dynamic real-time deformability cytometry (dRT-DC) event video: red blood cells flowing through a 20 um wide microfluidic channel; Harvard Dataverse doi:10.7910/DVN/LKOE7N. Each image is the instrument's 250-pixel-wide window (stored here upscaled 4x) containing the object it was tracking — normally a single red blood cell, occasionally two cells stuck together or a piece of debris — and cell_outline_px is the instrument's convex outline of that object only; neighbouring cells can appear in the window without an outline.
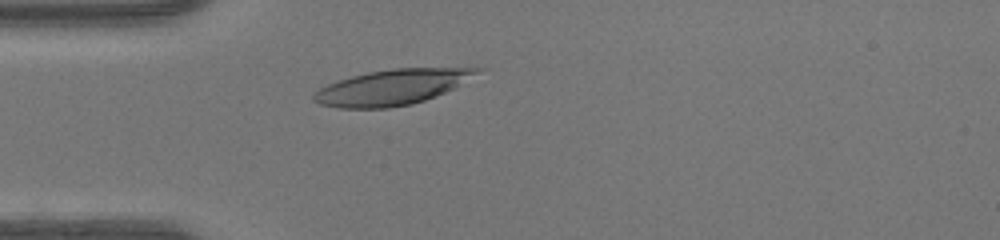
{"species": "human", "species_latin": "Homo sapiens", "temperature_condition": "warm", "stored_images_in_passage": 43, "camera_frame_rate_fps": 3000, "um_per_image_px": 0.085, "donor": {"sex": "female"}, "frame": {"image": 1, "passage_image": 9, "time_ms": 2.667, "image_size_px": [1000, 240], "cell_outline_px": [[484, 68], [456, 88], [424, 100], [412, 104], [388, 108], [336, 108], [320, 104], [312, 100], [312, 96], [320, 88], [328, 84], [352, 76], [368, 72], [392, 68]], "centroid_in_image_um": [33.3, 7.42], "position_along_channel_um": 51.7, "area_um2": 33.41}}
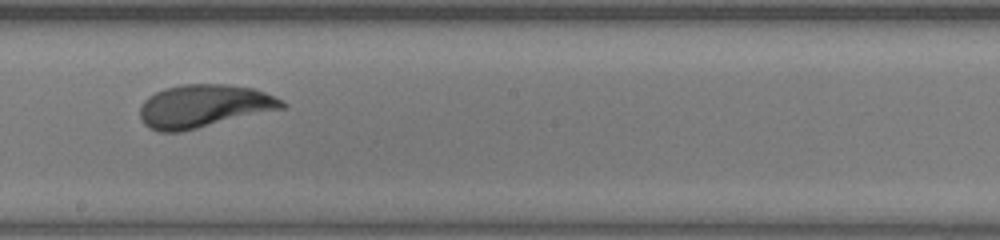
{"frame": {"image": 2, "passage_image": 22, "time_ms": 7.0, "image_size_px": [1000, 240], "cell_outline_px": [[288, 104], [284, 108], [180, 132], [160, 132], [148, 128], [140, 120], [140, 108], [144, 100], [148, 96], [164, 88], [184, 84], [228, 84], [252, 88], [264, 92]], "centroid_in_image_um": [17.28, 9.02], "position_along_channel_um": 230.9, "area_um2": 35.43}}
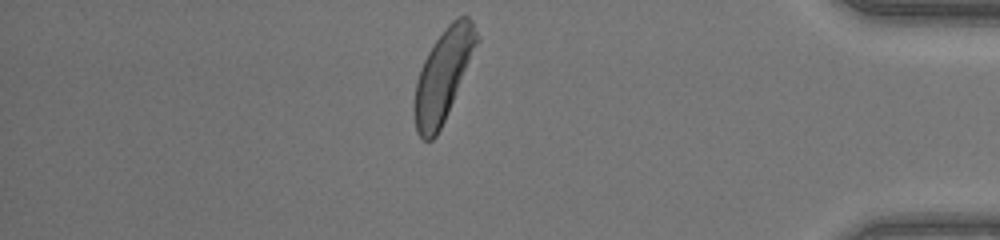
{"frame": {"image": 3, "passage_image": 36, "time_ms": 11.667, "image_size_px": [1000, 240], "cell_outline_px": [[480, 40], [444, 120], [436, 136], [432, 140], [424, 140], [416, 132], [412, 108], [416, 80], [420, 68], [428, 52], [444, 28], [456, 16], [468, 16], [472, 20]], "centroid_in_image_um": [37.65, 6.39], "position_along_channel_um": 397.6, "area_um2": 33.12}, "authors_computed_cell_mechanics": {"area_um2": 34.3332, "velocity_mm_per_s": 4.3728, "shape_relaxation_time_tau1_ms": 4.5565, "shape_relaxation_time_tau2_ms": 0.8658, "deformation_change_tau1": 0.2196, "deformation_change_tau2": 0.0703}}